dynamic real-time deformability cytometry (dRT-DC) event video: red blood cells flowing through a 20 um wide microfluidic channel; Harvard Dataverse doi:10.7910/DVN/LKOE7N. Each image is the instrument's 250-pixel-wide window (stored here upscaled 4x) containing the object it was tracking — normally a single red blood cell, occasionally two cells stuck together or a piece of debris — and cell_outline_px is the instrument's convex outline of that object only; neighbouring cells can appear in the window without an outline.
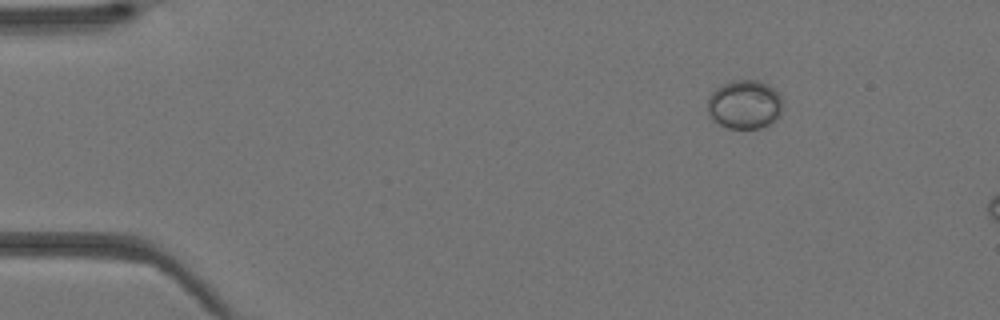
{"species": "Egyptian fruit bat (a non-hibernating species)", "species_latin": "Rousettus aegyptiacus", "temperature_condition": "warm", "stored_images_in_passage": 6, "camera_frame_rate_fps": 3000, "um_per_image_px": 0.085, "animal": {"sex": "female"}, "frame": {"image": 1, "passage_image": 1, "time_ms": 0.0, "image_size_px": [1000, 320], "cell_outline_px": [[784, 108], [780, 116], [776, 120], [760, 128], [728, 128], [712, 120], [708, 116], [708, 96], [716, 88], [732, 80], [756, 80], [768, 84], [780, 96]], "centroid_in_image_um": [63.29, 8.89], "position_along_channel_um": 21.7, "area_um2": 21.56}}